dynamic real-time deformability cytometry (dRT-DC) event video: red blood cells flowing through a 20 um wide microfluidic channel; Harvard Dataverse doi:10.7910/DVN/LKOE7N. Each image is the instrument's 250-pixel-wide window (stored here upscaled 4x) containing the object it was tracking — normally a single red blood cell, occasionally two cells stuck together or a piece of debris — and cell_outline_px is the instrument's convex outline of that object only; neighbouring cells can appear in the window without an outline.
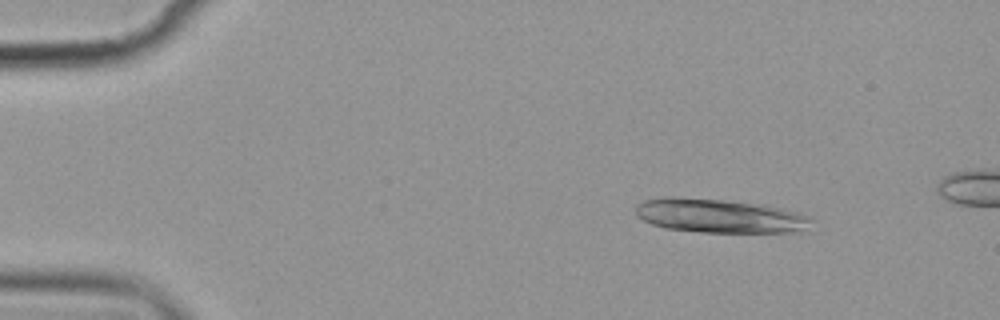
{"species": "common noctule bat (a hibernating species)", "species_latin": "Nyctalus noctula", "temperature_condition": "cold", "stored_images_in_passage": 5, "camera_frame_rate_fps": 3000, "um_per_image_px": 0.085, "animal": {"sex": "female", "body_mass_g": 19.9}, "frame": {"image": 1, "passage_image": 2, "time_ms": 1.333, "image_size_px": [1000, 320], "cell_outline_px": [[816, 220], [804, 228], [796, 232], [700, 232], [664, 228], [652, 224], [644, 220], [636, 212], [636, 204], [644, 200], [668, 196], [724, 200], [764, 204], [800, 212], [812, 216]], "centroid_in_image_um": [61.21, 18.34], "position_along_channel_um": 23.8, "area_um2": 34.91}}